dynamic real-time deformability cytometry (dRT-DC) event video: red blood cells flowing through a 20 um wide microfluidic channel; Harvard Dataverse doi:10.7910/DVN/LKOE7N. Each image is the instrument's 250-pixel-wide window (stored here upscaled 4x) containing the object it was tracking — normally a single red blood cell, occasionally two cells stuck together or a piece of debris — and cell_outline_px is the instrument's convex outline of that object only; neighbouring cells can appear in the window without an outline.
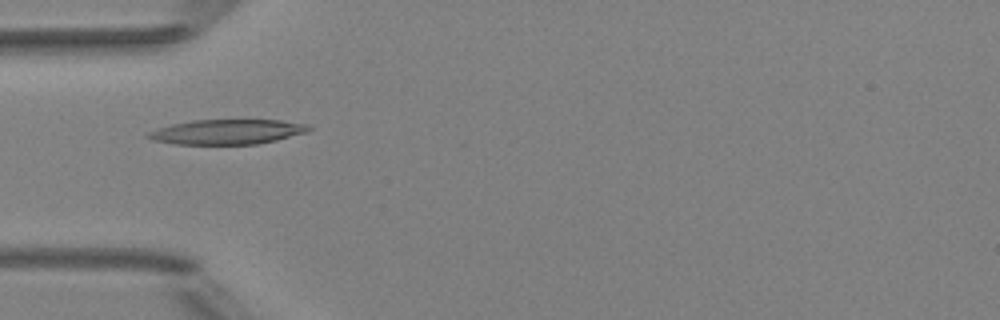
{"species": "Egyptian fruit bat (a non-hibernating species)", "species_latin": "Rousettus aegyptiacus", "temperature_condition": "room temperature", "stored_images_in_passage": 2, "camera_frame_rate_fps": 3000, "um_per_image_px": 0.085, "animal": {"sex": "female"}, "frame": {"image": 1, "passage_image": 1, "time_ms": 0.0, "image_size_px": [1000, 320], "cell_outline_px": [[312, 128], [308, 132], [276, 140], [256, 144], [176, 144], [152, 140], [144, 136], [148, 132], [172, 124], [192, 120], [280, 120], [308, 124]], "centroid_in_image_um": [19.32, 11.2], "position_along_channel_um": 65.7, "area_um2": 23.24}}
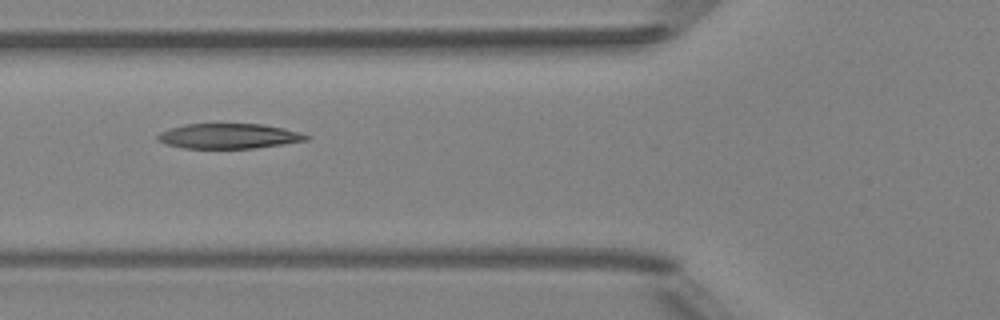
{"frame": {"image": 2, "passage_image": 2, "time_ms": 1.0, "image_size_px": [1000, 320], "cell_outline_px": [[312, 136], [308, 140], [284, 144], [252, 148], [184, 148], [168, 144], [156, 140], [156, 136], [160, 132], [184, 124], [260, 124], [284, 128], [300, 132]], "centroid_in_image_um": [19.48, 11.56], "position_along_channel_um": 106.3, "area_um2": 21.62}}